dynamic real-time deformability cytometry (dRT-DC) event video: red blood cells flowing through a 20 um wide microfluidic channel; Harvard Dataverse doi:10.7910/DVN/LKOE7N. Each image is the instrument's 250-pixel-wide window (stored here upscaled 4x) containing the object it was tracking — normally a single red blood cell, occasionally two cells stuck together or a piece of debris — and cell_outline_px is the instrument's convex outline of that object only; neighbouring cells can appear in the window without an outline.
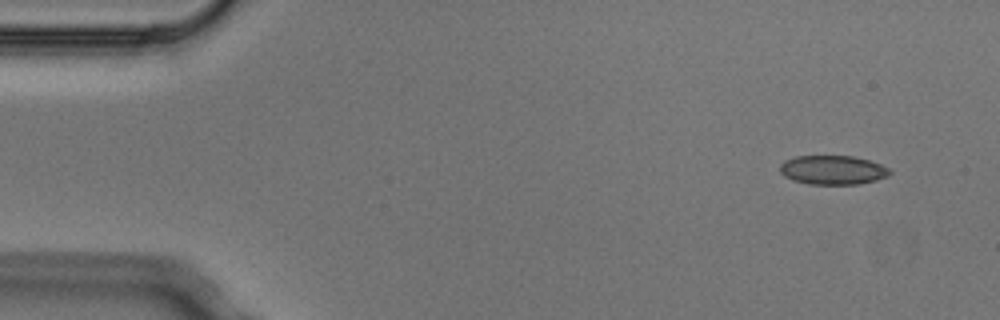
{"species": "Egyptian fruit bat (a non-hibernating species)", "species_latin": "Rousettus aegyptiacus", "temperature_condition": "cold", "stored_images_in_passage": 4, "camera_frame_rate_fps": 3000, "um_per_image_px": 0.085, "animal": {"sex": "male"}, "frame": {"image": 1, "passage_image": 1, "time_ms": 0.0, "image_size_px": [1000, 320], "cell_outline_px": [[892, 172], [888, 176], [876, 180], [856, 184], [808, 184], [792, 180], [784, 176], [780, 172], [780, 164], [784, 160], [796, 156], [852, 156], [868, 160], [880, 164], [888, 168]], "centroid_in_image_um": [70.76, 14.45], "position_along_channel_um": 14.2, "area_um2": 18.61}}
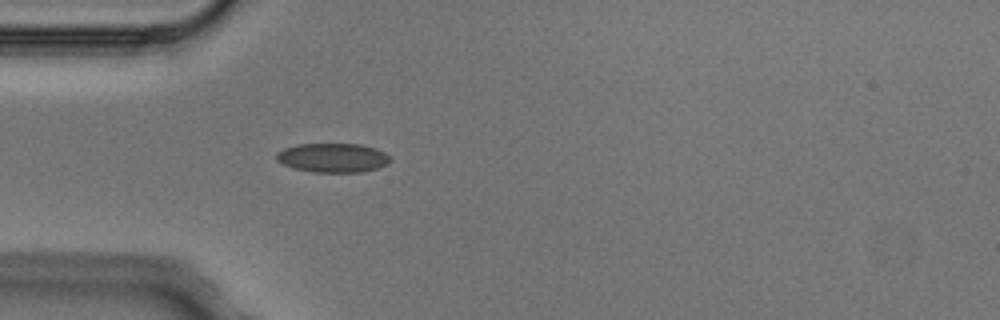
{"frame": {"image": 2, "passage_image": 4, "time_ms": 1.0, "image_size_px": [1000, 320], "cell_outline_px": [[392, 160], [388, 164], [376, 168], [360, 172], [312, 172], [296, 168], [284, 164], [276, 160], [276, 152], [284, 148], [296, 144], [360, 144], [376, 148], [392, 156]], "centroid_in_image_um": [28.32, 13.4], "position_along_channel_um": 56.7, "area_um2": 19.42}}